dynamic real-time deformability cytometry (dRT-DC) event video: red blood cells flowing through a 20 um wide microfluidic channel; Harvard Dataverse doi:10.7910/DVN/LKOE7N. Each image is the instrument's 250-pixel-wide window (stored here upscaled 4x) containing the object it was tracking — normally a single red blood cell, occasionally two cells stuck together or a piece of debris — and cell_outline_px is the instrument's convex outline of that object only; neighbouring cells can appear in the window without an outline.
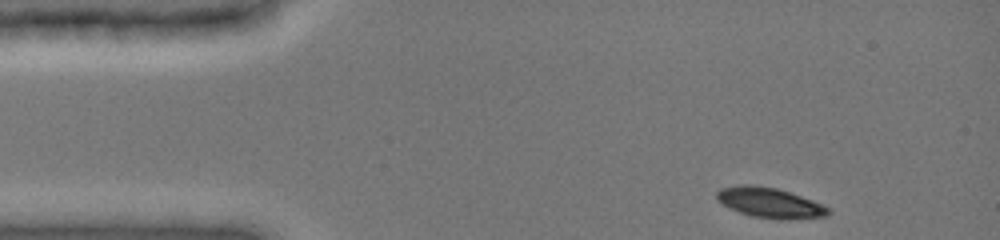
{"species": "common noctule bat (a hibernating species)", "species_latin": "Nyctalus noctula", "temperature_condition": "cold", "stored_images_in_passage": 39, "camera_frame_rate_fps": 3000, "um_per_image_px": 0.085, "animal": {"sex": "female", "body_mass_g": 19.0, "forearm_length_mm": 51.5}, "frame": {"image": 1, "passage_image": 1, "time_ms": 0.0, "image_size_px": [1000, 240], "cell_outline_px": [[832, 212], [828, 216], [788, 220], [780, 220], [752, 216], [740, 212], [716, 200], [716, 192], [720, 188], [740, 184], [744, 184], [776, 188], [812, 200], [832, 208]], "centroid_in_image_um": [65.48, 17.25], "position_along_channel_um": 19.5, "area_um2": 19.65}}
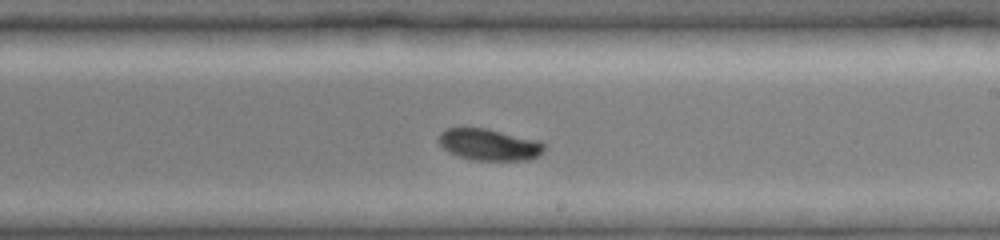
{"frame": {"image": 2, "passage_image": 24, "time_ms": 7.667, "image_size_px": [1000, 240], "cell_outline_px": [[544, 152], [528, 160], [472, 160], [448, 152], [440, 144], [440, 132], [448, 128], [484, 128], [540, 140], [544, 144]], "centroid_in_image_um": [41.6, 12.29], "position_along_channel_um": 247.4, "area_um2": 19.25}}
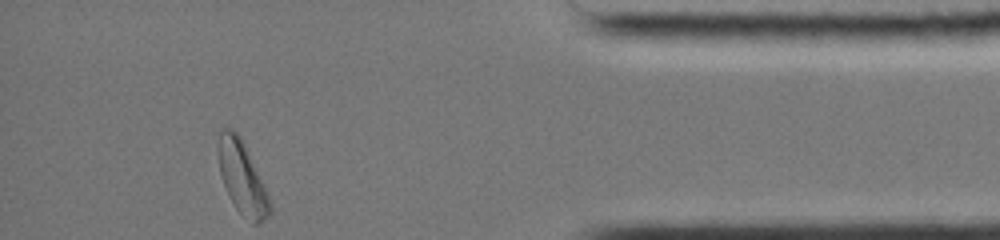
{"frame": {"image": 3, "passage_image": 39, "time_ms": 12.667, "image_size_px": [1000, 240], "cell_outline_px": [[272, 212], [268, 216], [256, 224], [252, 224], [236, 208], [228, 196], [220, 172], [220, 132], [224, 128], [232, 128], [236, 132], [272, 204]], "centroid_in_image_um": [20.59, 15.22], "position_along_channel_um": 414.6, "area_um2": 20.4}, "authors_computed_cell_mechanics": {"area_um2": 20.2878, "velocity_mm_per_s": 3.9226, "shape_relaxation_time_tau1_ms": 1.8939, "shape_relaxation_time_tau2_ms": null, "deformation_change_tau1": 0.0934, "deformation_change_tau2": null}}